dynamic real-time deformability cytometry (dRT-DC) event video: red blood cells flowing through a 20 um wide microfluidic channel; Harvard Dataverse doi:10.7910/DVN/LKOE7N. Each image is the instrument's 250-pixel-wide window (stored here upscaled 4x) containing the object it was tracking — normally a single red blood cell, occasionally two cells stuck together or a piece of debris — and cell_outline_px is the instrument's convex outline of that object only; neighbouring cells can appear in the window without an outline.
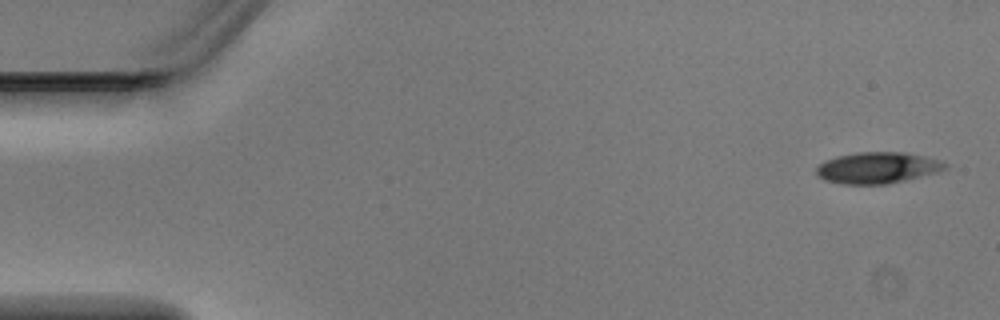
{"species": "Egyptian fruit bat (a non-hibernating species)", "species_latin": "Rousettus aegyptiacus", "temperature_condition": "warm", "stored_images_in_passage": 5, "segment_of_instrument_passage": [1, 2], "camera_frame_rate_fps": 3000, "um_per_image_px": 0.085, "animal": {"sex": "male"}, "frame": {"image": 1, "passage_image": 1, "time_ms": 0.0, "image_size_px": [1000, 320], "cell_outline_px": [[948, 168], [936, 172], [888, 184], [844, 184], [824, 180], [816, 176], [816, 168], [824, 160], [836, 156], [860, 152], [904, 152], [924, 156], [940, 160], [948, 164]], "centroid_in_image_um": [74.56, 14.26], "position_along_channel_um": 10.4, "area_um2": 23.47}}
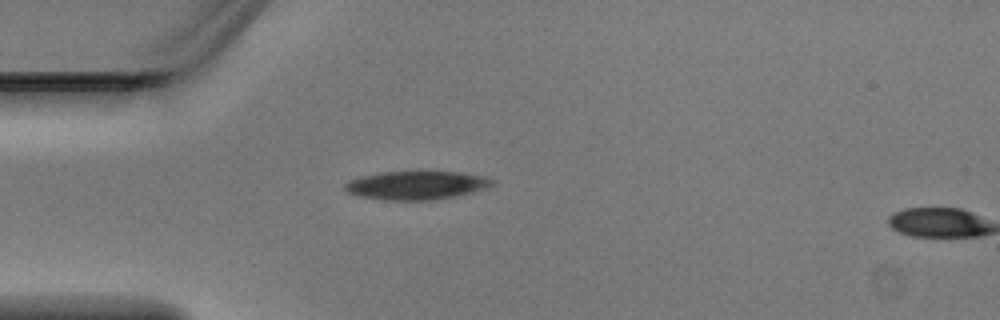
{"frame": {"image": 2, "passage_image": 4, "time_ms": 1.0, "image_size_px": [1000, 320], "cell_outline_px": [[492, 184], [484, 188], [472, 192], [432, 200], [384, 200], [360, 196], [348, 192], [344, 188], [344, 184], [352, 180], [364, 176], [380, 172], [460, 172], [484, 176], [492, 180]], "centroid_in_image_um": [35.37, 15.75], "position_along_channel_um": 49.6, "area_um2": 23.93}}